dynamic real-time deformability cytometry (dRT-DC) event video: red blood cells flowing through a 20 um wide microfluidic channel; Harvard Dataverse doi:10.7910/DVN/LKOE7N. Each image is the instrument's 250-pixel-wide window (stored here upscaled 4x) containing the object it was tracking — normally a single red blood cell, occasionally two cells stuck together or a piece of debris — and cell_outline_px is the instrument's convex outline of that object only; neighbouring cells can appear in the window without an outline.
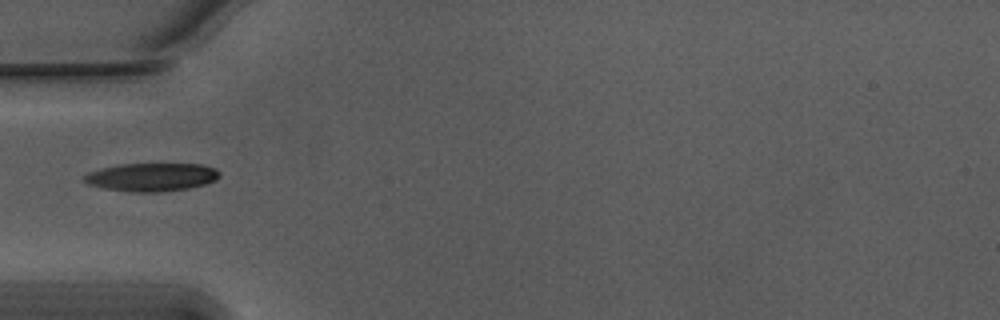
{"species": "Egyptian fruit bat (a non-hibernating species)", "species_latin": "Rousettus aegyptiacus", "temperature_condition": "warm", "stored_images_in_passage": 4, "camera_frame_rate_fps": 3000, "um_per_image_px": 0.085, "animal": {"sex": "male"}, "frame": {"image": 1, "passage_image": 1, "time_ms": 0.0, "image_size_px": [1000, 320], "cell_outline_px": [[220, 176], [216, 180], [204, 184], [188, 188], [156, 192], [132, 192], [104, 188], [88, 184], [84, 180], [84, 176], [88, 172], [100, 168], [120, 164], [200, 164], [216, 168], [220, 172]], "centroid_in_image_um": [12.89, 15.04], "position_along_channel_um": 72.1, "area_um2": 22.2}}